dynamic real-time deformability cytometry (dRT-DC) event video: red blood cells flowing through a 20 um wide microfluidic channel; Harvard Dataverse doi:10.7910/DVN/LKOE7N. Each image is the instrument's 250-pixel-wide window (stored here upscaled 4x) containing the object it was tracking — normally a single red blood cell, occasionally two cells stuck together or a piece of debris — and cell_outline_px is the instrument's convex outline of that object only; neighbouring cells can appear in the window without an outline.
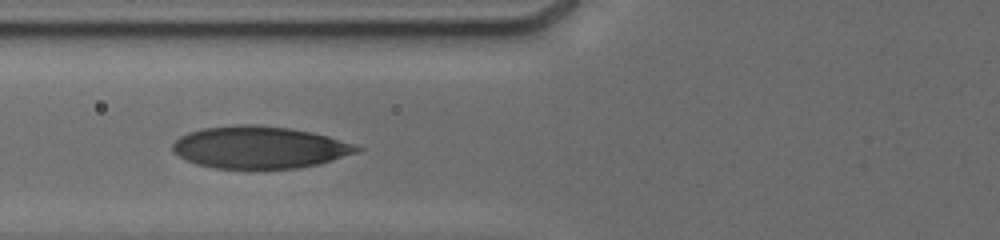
{"species": "human", "species_latin": "Homo sapiens", "temperature_condition": "cold", "stored_images_in_passage": 13, "camera_frame_rate_fps": 3000, "um_per_image_px": 0.085, "donor": {"sex": "male"}, "frame": {"image": 1, "passage_image": 5, "time_ms": 4.333, "image_size_px": [1000, 240], "cell_outline_px": [[364, 148], [360, 152], [320, 164], [296, 168], [212, 168], [196, 164], [172, 152], [172, 144], [180, 136], [188, 132], [204, 128], [236, 124], [256, 124], [292, 128], [312, 132], [328, 136]], "centroid_in_image_um": [22.07, 12.52], "position_along_channel_um": 103.7, "area_um2": 45.43}}
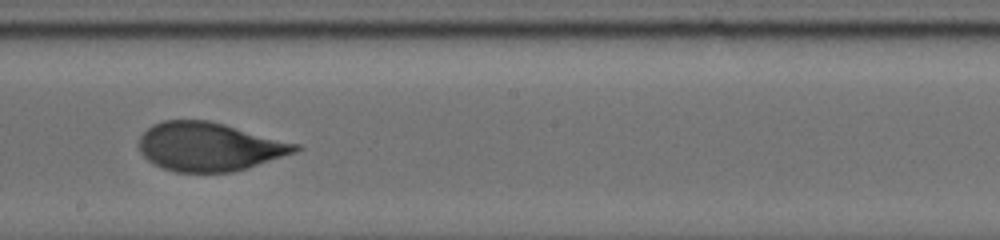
{"frame": {"image": 2, "passage_image": 8, "time_ms": 7.667, "image_size_px": [1000, 240], "cell_outline_px": [[304, 148], [296, 152], [248, 168], [232, 172], [176, 172], [152, 164], [140, 152], [136, 144], [140, 136], [152, 124], [164, 120], [208, 120], [224, 124], [300, 144]], "centroid_in_image_um": [17.77, 12.47], "position_along_channel_um": 230.4, "area_um2": 44.56}}
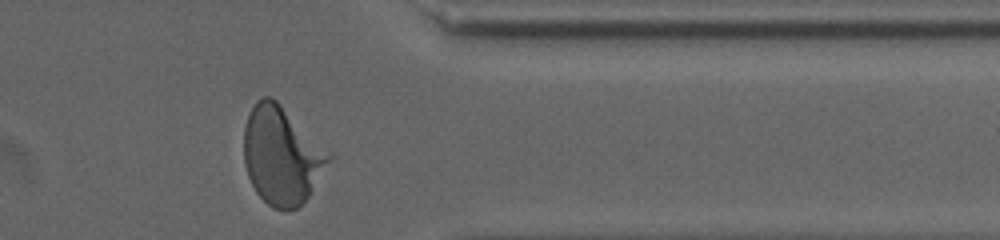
{"frame": {"image": 3, "passage_image": 13, "time_ms": 12.0, "image_size_px": [1000, 240], "cell_outline_px": [[332, 156], [308, 196], [296, 208], [272, 208], [256, 192], [248, 176], [244, 164], [244, 128], [248, 116], [256, 100], [264, 96], [268, 96], [276, 100]], "centroid_in_image_um": [23.89, 13.21], "position_along_channel_um": 387.5, "area_um2": 47.11}, "authors_computed_cell_mechanics": {"area_um2": 45.1418, "velocity_mm_per_s": 3.8025, "shape_relaxation_time_tau1_ms": 4.6209, "shape_relaxation_time_tau2_ms": null, "deformation_change_tau1": 0.1623, "deformation_change_tau2": null}}